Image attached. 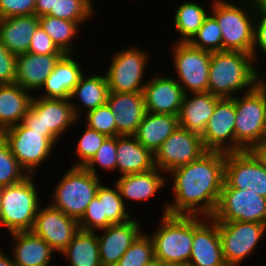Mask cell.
Instances as JSON below:
<instances>
[{
    "mask_svg": "<svg viewBox=\"0 0 266 266\" xmlns=\"http://www.w3.org/2000/svg\"><path fill=\"white\" fill-rule=\"evenodd\" d=\"M212 218L217 222L248 221L266 224V198L251 189L229 188L224 183Z\"/></svg>",
    "mask_w": 266,
    "mask_h": 266,
    "instance_id": "10",
    "label": "cell"
},
{
    "mask_svg": "<svg viewBox=\"0 0 266 266\" xmlns=\"http://www.w3.org/2000/svg\"><path fill=\"white\" fill-rule=\"evenodd\" d=\"M80 230L95 232L111 225L107 218H102L101 201L95 196L88 204L85 213L78 221Z\"/></svg>",
    "mask_w": 266,
    "mask_h": 266,
    "instance_id": "43",
    "label": "cell"
},
{
    "mask_svg": "<svg viewBox=\"0 0 266 266\" xmlns=\"http://www.w3.org/2000/svg\"><path fill=\"white\" fill-rule=\"evenodd\" d=\"M155 168L154 154L134 135L117 136L116 170L122 175L144 173Z\"/></svg>",
    "mask_w": 266,
    "mask_h": 266,
    "instance_id": "25",
    "label": "cell"
},
{
    "mask_svg": "<svg viewBox=\"0 0 266 266\" xmlns=\"http://www.w3.org/2000/svg\"><path fill=\"white\" fill-rule=\"evenodd\" d=\"M35 14V0H0V19Z\"/></svg>",
    "mask_w": 266,
    "mask_h": 266,
    "instance_id": "45",
    "label": "cell"
},
{
    "mask_svg": "<svg viewBox=\"0 0 266 266\" xmlns=\"http://www.w3.org/2000/svg\"><path fill=\"white\" fill-rule=\"evenodd\" d=\"M0 266H16L13 259L6 256L0 249Z\"/></svg>",
    "mask_w": 266,
    "mask_h": 266,
    "instance_id": "50",
    "label": "cell"
},
{
    "mask_svg": "<svg viewBox=\"0 0 266 266\" xmlns=\"http://www.w3.org/2000/svg\"><path fill=\"white\" fill-rule=\"evenodd\" d=\"M107 104L115 115L120 135H135L146 114L143 92L120 93L109 91Z\"/></svg>",
    "mask_w": 266,
    "mask_h": 266,
    "instance_id": "21",
    "label": "cell"
},
{
    "mask_svg": "<svg viewBox=\"0 0 266 266\" xmlns=\"http://www.w3.org/2000/svg\"><path fill=\"white\" fill-rule=\"evenodd\" d=\"M174 79L156 76L146 82L142 92L147 112L179 116L185 93Z\"/></svg>",
    "mask_w": 266,
    "mask_h": 266,
    "instance_id": "19",
    "label": "cell"
},
{
    "mask_svg": "<svg viewBox=\"0 0 266 266\" xmlns=\"http://www.w3.org/2000/svg\"><path fill=\"white\" fill-rule=\"evenodd\" d=\"M39 25L64 54H72L74 46L71 41L77 36L80 26L77 22L43 15L39 17Z\"/></svg>",
    "mask_w": 266,
    "mask_h": 266,
    "instance_id": "34",
    "label": "cell"
},
{
    "mask_svg": "<svg viewBox=\"0 0 266 266\" xmlns=\"http://www.w3.org/2000/svg\"><path fill=\"white\" fill-rule=\"evenodd\" d=\"M154 244L150 235L141 233L115 266H156Z\"/></svg>",
    "mask_w": 266,
    "mask_h": 266,
    "instance_id": "36",
    "label": "cell"
},
{
    "mask_svg": "<svg viewBox=\"0 0 266 266\" xmlns=\"http://www.w3.org/2000/svg\"><path fill=\"white\" fill-rule=\"evenodd\" d=\"M28 176L2 138L0 140V187L20 183Z\"/></svg>",
    "mask_w": 266,
    "mask_h": 266,
    "instance_id": "38",
    "label": "cell"
},
{
    "mask_svg": "<svg viewBox=\"0 0 266 266\" xmlns=\"http://www.w3.org/2000/svg\"><path fill=\"white\" fill-rule=\"evenodd\" d=\"M193 216V240L190 266H228L224 260L217 221ZM209 222V224H208Z\"/></svg>",
    "mask_w": 266,
    "mask_h": 266,
    "instance_id": "18",
    "label": "cell"
},
{
    "mask_svg": "<svg viewBox=\"0 0 266 266\" xmlns=\"http://www.w3.org/2000/svg\"><path fill=\"white\" fill-rule=\"evenodd\" d=\"M235 118V96L233 98H220L204 132L201 134L206 150L224 153L235 152Z\"/></svg>",
    "mask_w": 266,
    "mask_h": 266,
    "instance_id": "16",
    "label": "cell"
},
{
    "mask_svg": "<svg viewBox=\"0 0 266 266\" xmlns=\"http://www.w3.org/2000/svg\"><path fill=\"white\" fill-rule=\"evenodd\" d=\"M1 199H2V187H0V224L2 219Z\"/></svg>",
    "mask_w": 266,
    "mask_h": 266,
    "instance_id": "54",
    "label": "cell"
},
{
    "mask_svg": "<svg viewBox=\"0 0 266 266\" xmlns=\"http://www.w3.org/2000/svg\"><path fill=\"white\" fill-rule=\"evenodd\" d=\"M209 15L203 6L195 2L180 4L175 12V29L181 35L179 42H188L203 25Z\"/></svg>",
    "mask_w": 266,
    "mask_h": 266,
    "instance_id": "33",
    "label": "cell"
},
{
    "mask_svg": "<svg viewBox=\"0 0 266 266\" xmlns=\"http://www.w3.org/2000/svg\"><path fill=\"white\" fill-rule=\"evenodd\" d=\"M28 52L40 55L64 54L40 25L32 35Z\"/></svg>",
    "mask_w": 266,
    "mask_h": 266,
    "instance_id": "44",
    "label": "cell"
},
{
    "mask_svg": "<svg viewBox=\"0 0 266 266\" xmlns=\"http://www.w3.org/2000/svg\"><path fill=\"white\" fill-rule=\"evenodd\" d=\"M235 97V152L250 150L266 139V103L255 86Z\"/></svg>",
    "mask_w": 266,
    "mask_h": 266,
    "instance_id": "7",
    "label": "cell"
},
{
    "mask_svg": "<svg viewBox=\"0 0 266 266\" xmlns=\"http://www.w3.org/2000/svg\"><path fill=\"white\" fill-rule=\"evenodd\" d=\"M185 94L179 113V126L189 131L202 134L212 116L220 97L211 92Z\"/></svg>",
    "mask_w": 266,
    "mask_h": 266,
    "instance_id": "23",
    "label": "cell"
},
{
    "mask_svg": "<svg viewBox=\"0 0 266 266\" xmlns=\"http://www.w3.org/2000/svg\"><path fill=\"white\" fill-rule=\"evenodd\" d=\"M70 100L33 97L22 124L33 131L51 132L58 139L80 116L79 105Z\"/></svg>",
    "mask_w": 266,
    "mask_h": 266,
    "instance_id": "9",
    "label": "cell"
},
{
    "mask_svg": "<svg viewBox=\"0 0 266 266\" xmlns=\"http://www.w3.org/2000/svg\"><path fill=\"white\" fill-rule=\"evenodd\" d=\"M63 55H40L29 52L17 55L15 83L28 92L42 89L45 79L51 74Z\"/></svg>",
    "mask_w": 266,
    "mask_h": 266,
    "instance_id": "22",
    "label": "cell"
},
{
    "mask_svg": "<svg viewBox=\"0 0 266 266\" xmlns=\"http://www.w3.org/2000/svg\"><path fill=\"white\" fill-rule=\"evenodd\" d=\"M260 73H258L257 81H256V87L262 92L264 96V100L266 103V80L264 82L263 79H261V76H259Z\"/></svg>",
    "mask_w": 266,
    "mask_h": 266,
    "instance_id": "51",
    "label": "cell"
},
{
    "mask_svg": "<svg viewBox=\"0 0 266 266\" xmlns=\"http://www.w3.org/2000/svg\"><path fill=\"white\" fill-rule=\"evenodd\" d=\"M85 77L84 75L80 77L70 99L76 96L88 112L107 104L109 86L106 75H93L86 79Z\"/></svg>",
    "mask_w": 266,
    "mask_h": 266,
    "instance_id": "32",
    "label": "cell"
},
{
    "mask_svg": "<svg viewBox=\"0 0 266 266\" xmlns=\"http://www.w3.org/2000/svg\"><path fill=\"white\" fill-rule=\"evenodd\" d=\"M92 0H58L56 13L49 15L56 18L77 22L79 25L94 15Z\"/></svg>",
    "mask_w": 266,
    "mask_h": 266,
    "instance_id": "39",
    "label": "cell"
},
{
    "mask_svg": "<svg viewBox=\"0 0 266 266\" xmlns=\"http://www.w3.org/2000/svg\"><path fill=\"white\" fill-rule=\"evenodd\" d=\"M79 63L71 54H64L56 63L54 70L45 79L42 88H45L42 98L70 99L74 87L83 75Z\"/></svg>",
    "mask_w": 266,
    "mask_h": 266,
    "instance_id": "26",
    "label": "cell"
},
{
    "mask_svg": "<svg viewBox=\"0 0 266 266\" xmlns=\"http://www.w3.org/2000/svg\"><path fill=\"white\" fill-rule=\"evenodd\" d=\"M136 47L120 50L112 58L107 70L109 91L120 93L142 92L144 71L148 62V53ZM143 83V84H142Z\"/></svg>",
    "mask_w": 266,
    "mask_h": 266,
    "instance_id": "13",
    "label": "cell"
},
{
    "mask_svg": "<svg viewBox=\"0 0 266 266\" xmlns=\"http://www.w3.org/2000/svg\"><path fill=\"white\" fill-rule=\"evenodd\" d=\"M172 48L174 66L179 76L177 82L184 93L208 92L211 52L179 41Z\"/></svg>",
    "mask_w": 266,
    "mask_h": 266,
    "instance_id": "11",
    "label": "cell"
},
{
    "mask_svg": "<svg viewBox=\"0 0 266 266\" xmlns=\"http://www.w3.org/2000/svg\"><path fill=\"white\" fill-rule=\"evenodd\" d=\"M151 235L158 266L189 263L193 240V216L165 214Z\"/></svg>",
    "mask_w": 266,
    "mask_h": 266,
    "instance_id": "3",
    "label": "cell"
},
{
    "mask_svg": "<svg viewBox=\"0 0 266 266\" xmlns=\"http://www.w3.org/2000/svg\"><path fill=\"white\" fill-rule=\"evenodd\" d=\"M178 127V116L146 112L134 136L154 154Z\"/></svg>",
    "mask_w": 266,
    "mask_h": 266,
    "instance_id": "29",
    "label": "cell"
},
{
    "mask_svg": "<svg viewBox=\"0 0 266 266\" xmlns=\"http://www.w3.org/2000/svg\"><path fill=\"white\" fill-rule=\"evenodd\" d=\"M161 170L153 168L144 173L122 175L116 181L121 198L135 201H145L152 198L162 186L166 184V178L159 175Z\"/></svg>",
    "mask_w": 266,
    "mask_h": 266,
    "instance_id": "30",
    "label": "cell"
},
{
    "mask_svg": "<svg viewBox=\"0 0 266 266\" xmlns=\"http://www.w3.org/2000/svg\"><path fill=\"white\" fill-rule=\"evenodd\" d=\"M249 151L266 168V139L254 145Z\"/></svg>",
    "mask_w": 266,
    "mask_h": 266,
    "instance_id": "49",
    "label": "cell"
},
{
    "mask_svg": "<svg viewBox=\"0 0 266 266\" xmlns=\"http://www.w3.org/2000/svg\"><path fill=\"white\" fill-rule=\"evenodd\" d=\"M16 57L0 41V85L15 83Z\"/></svg>",
    "mask_w": 266,
    "mask_h": 266,
    "instance_id": "46",
    "label": "cell"
},
{
    "mask_svg": "<svg viewBox=\"0 0 266 266\" xmlns=\"http://www.w3.org/2000/svg\"><path fill=\"white\" fill-rule=\"evenodd\" d=\"M256 22H254V47L252 55L254 58L257 55V47L260 48L261 52L266 55V19L261 18L257 15Z\"/></svg>",
    "mask_w": 266,
    "mask_h": 266,
    "instance_id": "47",
    "label": "cell"
},
{
    "mask_svg": "<svg viewBox=\"0 0 266 266\" xmlns=\"http://www.w3.org/2000/svg\"><path fill=\"white\" fill-rule=\"evenodd\" d=\"M163 266H190L189 263H180V264H167Z\"/></svg>",
    "mask_w": 266,
    "mask_h": 266,
    "instance_id": "53",
    "label": "cell"
},
{
    "mask_svg": "<svg viewBox=\"0 0 266 266\" xmlns=\"http://www.w3.org/2000/svg\"><path fill=\"white\" fill-rule=\"evenodd\" d=\"M61 254L69 258L70 266H102L95 232L79 230Z\"/></svg>",
    "mask_w": 266,
    "mask_h": 266,
    "instance_id": "31",
    "label": "cell"
},
{
    "mask_svg": "<svg viewBox=\"0 0 266 266\" xmlns=\"http://www.w3.org/2000/svg\"><path fill=\"white\" fill-rule=\"evenodd\" d=\"M38 26L39 17L35 14L0 19V41L12 54H25Z\"/></svg>",
    "mask_w": 266,
    "mask_h": 266,
    "instance_id": "24",
    "label": "cell"
},
{
    "mask_svg": "<svg viewBox=\"0 0 266 266\" xmlns=\"http://www.w3.org/2000/svg\"><path fill=\"white\" fill-rule=\"evenodd\" d=\"M83 136L80 138L75 153L79 156L78 163L74 166L84 167L96 154L107 136L86 126Z\"/></svg>",
    "mask_w": 266,
    "mask_h": 266,
    "instance_id": "42",
    "label": "cell"
},
{
    "mask_svg": "<svg viewBox=\"0 0 266 266\" xmlns=\"http://www.w3.org/2000/svg\"><path fill=\"white\" fill-rule=\"evenodd\" d=\"M32 99L17 83L0 85V130L22 123Z\"/></svg>",
    "mask_w": 266,
    "mask_h": 266,
    "instance_id": "28",
    "label": "cell"
},
{
    "mask_svg": "<svg viewBox=\"0 0 266 266\" xmlns=\"http://www.w3.org/2000/svg\"><path fill=\"white\" fill-rule=\"evenodd\" d=\"M174 202L165 205L163 215L212 217L225 177V153L207 150L198 159L170 171Z\"/></svg>",
    "mask_w": 266,
    "mask_h": 266,
    "instance_id": "1",
    "label": "cell"
},
{
    "mask_svg": "<svg viewBox=\"0 0 266 266\" xmlns=\"http://www.w3.org/2000/svg\"><path fill=\"white\" fill-rule=\"evenodd\" d=\"M224 183L266 198V168L249 150L225 153Z\"/></svg>",
    "mask_w": 266,
    "mask_h": 266,
    "instance_id": "15",
    "label": "cell"
},
{
    "mask_svg": "<svg viewBox=\"0 0 266 266\" xmlns=\"http://www.w3.org/2000/svg\"><path fill=\"white\" fill-rule=\"evenodd\" d=\"M249 1H251L255 6H257L262 0H249Z\"/></svg>",
    "mask_w": 266,
    "mask_h": 266,
    "instance_id": "55",
    "label": "cell"
},
{
    "mask_svg": "<svg viewBox=\"0 0 266 266\" xmlns=\"http://www.w3.org/2000/svg\"><path fill=\"white\" fill-rule=\"evenodd\" d=\"M2 139V131L0 130V140Z\"/></svg>",
    "mask_w": 266,
    "mask_h": 266,
    "instance_id": "56",
    "label": "cell"
},
{
    "mask_svg": "<svg viewBox=\"0 0 266 266\" xmlns=\"http://www.w3.org/2000/svg\"><path fill=\"white\" fill-rule=\"evenodd\" d=\"M213 2L211 14L221 28L223 51H241L252 54L254 22L258 15L256 6L249 0L246 1L248 3H244V7L225 0H214ZM250 8L254 12H251Z\"/></svg>",
    "mask_w": 266,
    "mask_h": 266,
    "instance_id": "4",
    "label": "cell"
},
{
    "mask_svg": "<svg viewBox=\"0 0 266 266\" xmlns=\"http://www.w3.org/2000/svg\"><path fill=\"white\" fill-rule=\"evenodd\" d=\"M86 118V126L89 128L103 133L107 137L119 136L115 122V115L112 113L108 104L88 111Z\"/></svg>",
    "mask_w": 266,
    "mask_h": 266,
    "instance_id": "40",
    "label": "cell"
},
{
    "mask_svg": "<svg viewBox=\"0 0 266 266\" xmlns=\"http://www.w3.org/2000/svg\"><path fill=\"white\" fill-rule=\"evenodd\" d=\"M206 151L200 134L179 126L154 153V166L169 173L195 161Z\"/></svg>",
    "mask_w": 266,
    "mask_h": 266,
    "instance_id": "14",
    "label": "cell"
},
{
    "mask_svg": "<svg viewBox=\"0 0 266 266\" xmlns=\"http://www.w3.org/2000/svg\"><path fill=\"white\" fill-rule=\"evenodd\" d=\"M13 261L16 266H49L54 252L52 247L32 231L15 232Z\"/></svg>",
    "mask_w": 266,
    "mask_h": 266,
    "instance_id": "27",
    "label": "cell"
},
{
    "mask_svg": "<svg viewBox=\"0 0 266 266\" xmlns=\"http://www.w3.org/2000/svg\"><path fill=\"white\" fill-rule=\"evenodd\" d=\"M99 179L85 167L72 166L55 188L50 205L79 221L97 194Z\"/></svg>",
    "mask_w": 266,
    "mask_h": 266,
    "instance_id": "5",
    "label": "cell"
},
{
    "mask_svg": "<svg viewBox=\"0 0 266 266\" xmlns=\"http://www.w3.org/2000/svg\"><path fill=\"white\" fill-rule=\"evenodd\" d=\"M139 222L134 218L120 224H111L98 235L100 261L102 266H115L121 256L142 233ZM140 229V230H139Z\"/></svg>",
    "mask_w": 266,
    "mask_h": 266,
    "instance_id": "20",
    "label": "cell"
},
{
    "mask_svg": "<svg viewBox=\"0 0 266 266\" xmlns=\"http://www.w3.org/2000/svg\"><path fill=\"white\" fill-rule=\"evenodd\" d=\"M2 138L21 167L32 176L58 141L51 132L33 131L22 123L3 130Z\"/></svg>",
    "mask_w": 266,
    "mask_h": 266,
    "instance_id": "8",
    "label": "cell"
},
{
    "mask_svg": "<svg viewBox=\"0 0 266 266\" xmlns=\"http://www.w3.org/2000/svg\"><path fill=\"white\" fill-rule=\"evenodd\" d=\"M193 47L202 49L208 52L223 51L222 33L216 18L208 15L203 25L188 41Z\"/></svg>",
    "mask_w": 266,
    "mask_h": 266,
    "instance_id": "37",
    "label": "cell"
},
{
    "mask_svg": "<svg viewBox=\"0 0 266 266\" xmlns=\"http://www.w3.org/2000/svg\"><path fill=\"white\" fill-rule=\"evenodd\" d=\"M40 206L35 217L32 232L61 253L79 232L77 220L54 207Z\"/></svg>",
    "mask_w": 266,
    "mask_h": 266,
    "instance_id": "17",
    "label": "cell"
},
{
    "mask_svg": "<svg viewBox=\"0 0 266 266\" xmlns=\"http://www.w3.org/2000/svg\"><path fill=\"white\" fill-rule=\"evenodd\" d=\"M58 0H35V15L41 17L56 13V4Z\"/></svg>",
    "mask_w": 266,
    "mask_h": 266,
    "instance_id": "48",
    "label": "cell"
},
{
    "mask_svg": "<svg viewBox=\"0 0 266 266\" xmlns=\"http://www.w3.org/2000/svg\"><path fill=\"white\" fill-rule=\"evenodd\" d=\"M254 59L252 54L241 51L211 53L208 92L220 98H233V92L253 89L259 72L253 66Z\"/></svg>",
    "mask_w": 266,
    "mask_h": 266,
    "instance_id": "2",
    "label": "cell"
},
{
    "mask_svg": "<svg viewBox=\"0 0 266 266\" xmlns=\"http://www.w3.org/2000/svg\"><path fill=\"white\" fill-rule=\"evenodd\" d=\"M99 164L106 171H114L117 165V136L107 137L96 154L84 166L89 172L98 176L95 165Z\"/></svg>",
    "mask_w": 266,
    "mask_h": 266,
    "instance_id": "41",
    "label": "cell"
},
{
    "mask_svg": "<svg viewBox=\"0 0 266 266\" xmlns=\"http://www.w3.org/2000/svg\"><path fill=\"white\" fill-rule=\"evenodd\" d=\"M257 13L261 18L266 19V0H262L257 6Z\"/></svg>",
    "mask_w": 266,
    "mask_h": 266,
    "instance_id": "52",
    "label": "cell"
},
{
    "mask_svg": "<svg viewBox=\"0 0 266 266\" xmlns=\"http://www.w3.org/2000/svg\"><path fill=\"white\" fill-rule=\"evenodd\" d=\"M114 186L115 189L100 183L96 196L101 201L102 218H107L111 224H120L132 219V216L126 210L118 187Z\"/></svg>",
    "mask_w": 266,
    "mask_h": 266,
    "instance_id": "35",
    "label": "cell"
},
{
    "mask_svg": "<svg viewBox=\"0 0 266 266\" xmlns=\"http://www.w3.org/2000/svg\"><path fill=\"white\" fill-rule=\"evenodd\" d=\"M32 178L2 187L1 224L10 233L31 231L34 226L40 201Z\"/></svg>",
    "mask_w": 266,
    "mask_h": 266,
    "instance_id": "6",
    "label": "cell"
},
{
    "mask_svg": "<svg viewBox=\"0 0 266 266\" xmlns=\"http://www.w3.org/2000/svg\"><path fill=\"white\" fill-rule=\"evenodd\" d=\"M223 257L228 266H237L251 254L266 231V224L231 221L217 222Z\"/></svg>",
    "mask_w": 266,
    "mask_h": 266,
    "instance_id": "12",
    "label": "cell"
}]
</instances>
